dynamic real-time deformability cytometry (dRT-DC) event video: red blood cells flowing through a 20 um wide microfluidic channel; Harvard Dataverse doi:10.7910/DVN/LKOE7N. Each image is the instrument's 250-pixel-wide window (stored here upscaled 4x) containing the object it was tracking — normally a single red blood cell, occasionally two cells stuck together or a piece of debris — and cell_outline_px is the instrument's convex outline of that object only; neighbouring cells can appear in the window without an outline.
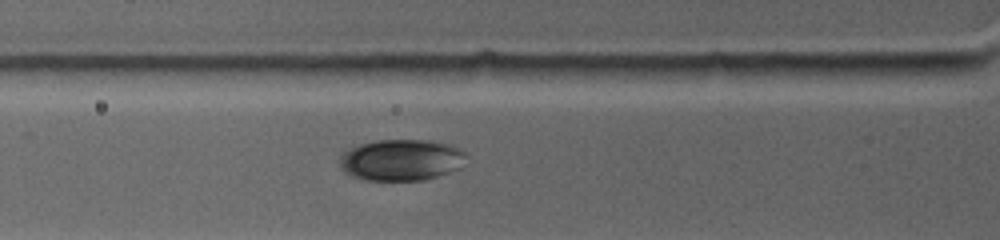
{"species": "common noctule bat (a hibernating species)", "species_latin": "Nyctalus noctula", "temperature_condition": "warm", "stored_images_in_passage": 5, "camera_frame_rate_fps": 4500, "um_per_image_px": 0.085, "animal": {"sex": "female", "body_mass_g": 19.0, "forearm_length_mm": 53.3}, "frame": {"image": 1, "passage_image": 4, "time_ms": 2.444, "image_size_px": [1000, 240], "cell_outline_px": [[468, 156], [460, 168], [424, 180], [364, 180], [348, 176], [340, 168], [340, 156], [348, 148], [360, 144], [376, 140], [428, 140], [448, 144], [464, 152]], "centroid_in_image_um": [34.06, 13.6], "position_along_channel_um": 91.7, "area_um2": 30.63}}